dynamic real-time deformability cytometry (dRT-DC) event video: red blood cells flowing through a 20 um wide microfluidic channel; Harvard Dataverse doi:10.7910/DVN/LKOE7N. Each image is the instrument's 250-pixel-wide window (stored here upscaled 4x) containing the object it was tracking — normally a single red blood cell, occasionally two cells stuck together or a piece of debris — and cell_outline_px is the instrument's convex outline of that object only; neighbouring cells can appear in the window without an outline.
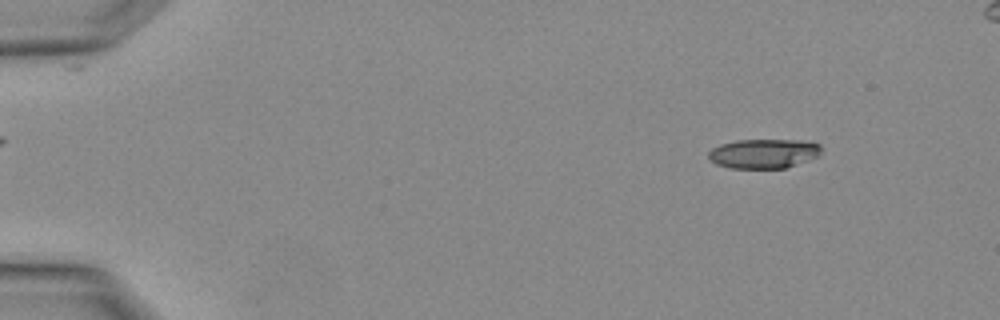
{"species": "Egyptian fruit bat (a non-hibernating species)", "species_latin": "Rousettus aegyptiacus", "temperature_condition": "warm", "stored_images_in_passage": 3, "camera_frame_rate_fps": 3000, "um_per_image_px": 0.085, "animal": {"sex": "female"}, "frame": {"image": 1, "passage_image": 1, "time_ms": 0.0, "image_size_px": [1000, 320], "cell_outline_px": [[820, 156], [784, 168], [728, 168], [716, 164], [708, 160], [708, 152], [712, 148], [720, 144], [736, 140], [800, 140], [820, 144]], "centroid_in_image_um": [64.87, 13.05], "position_along_channel_um": 20.1, "area_um2": 19.42}}